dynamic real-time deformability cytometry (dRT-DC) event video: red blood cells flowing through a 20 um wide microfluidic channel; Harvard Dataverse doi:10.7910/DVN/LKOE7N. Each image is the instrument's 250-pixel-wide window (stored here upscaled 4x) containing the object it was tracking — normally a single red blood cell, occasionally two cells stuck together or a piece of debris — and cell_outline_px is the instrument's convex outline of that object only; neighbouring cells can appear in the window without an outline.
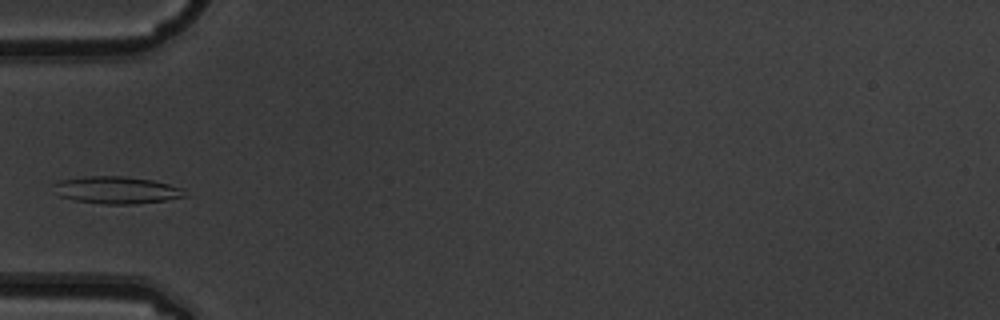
{"species": "common noctule bat (a hibernating species)", "species_latin": "Nyctalus noctula", "temperature_condition": "warm", "stored_images_in_passage": 4, "camera_frame_rate_fps": 3000, "um_per_image_px": 0.085, "animal": {"sex": "male", "body_mass_g": 19.5, "forearm_length_mm": 54.6}, "frame": {"image": 1, "passage_image": 4, "time_ms": 1.0, "image_size_px": [1000, 320], "cell_outline_px": [[188, 196], [164, 200], [136, 204], [104, 204], [72, 200], [60, 196], [52, 184], [60, 180], [84, 176], [124, 176], [152, 180], [184, 188]], "centroid_in_image_um": [9.92, 16.15], "position_along_channel_um": 75.1, "area_um2": 20.87}}